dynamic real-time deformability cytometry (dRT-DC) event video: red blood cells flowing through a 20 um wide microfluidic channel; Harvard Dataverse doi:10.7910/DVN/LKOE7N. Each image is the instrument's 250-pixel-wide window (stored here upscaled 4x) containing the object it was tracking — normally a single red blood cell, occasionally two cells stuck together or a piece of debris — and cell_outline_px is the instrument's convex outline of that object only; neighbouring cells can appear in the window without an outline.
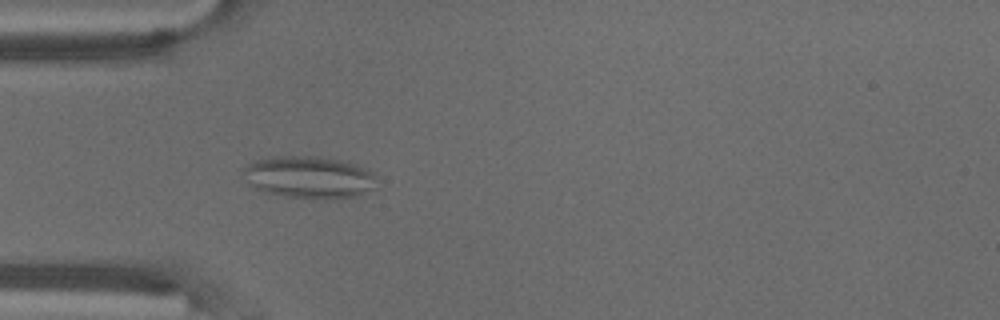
{"species": "common noctule bat (a hibernating species)", "species_latin": "Nyctalus noctula", "temperature_condition": "warm", "stored_images_in_passage": 56, "camera_frame_rate_fps": 3000, "um_per_image_px": 0.085, "animal": {"sex": "male", "body_mass_g": 18.8}, "frame": {"image": 1, "passage_image": 17, "time_ms": 5.333, "image_size_px": [1000, 320], "cell_outline_px": [[380, 188], [360, 196], [324, 200], [312, 200], [284, 196], [264, 192], [252, 188], [248, 184], [244, 172], [244, 168], [248, 164], [256, 160], [268, 156], [320, 156], [348, 160], [368, 168], [376, 176]], "centroid_in_image_um": [26.39, 15.08], "position_along_channel_um": 58.6, "area_um2": 34.33}, "authors_computed_cell_mechanics": {"area_um2": 28.4376, "velocity_mm_per_s": 3.6435, "shape_relaxation_time_tau1_ms": null, "shape_relaxation_time_tau2_ms": 1.2476, "deformation_change_tau1": null, "deformation_change_tau2": 0.0828}}